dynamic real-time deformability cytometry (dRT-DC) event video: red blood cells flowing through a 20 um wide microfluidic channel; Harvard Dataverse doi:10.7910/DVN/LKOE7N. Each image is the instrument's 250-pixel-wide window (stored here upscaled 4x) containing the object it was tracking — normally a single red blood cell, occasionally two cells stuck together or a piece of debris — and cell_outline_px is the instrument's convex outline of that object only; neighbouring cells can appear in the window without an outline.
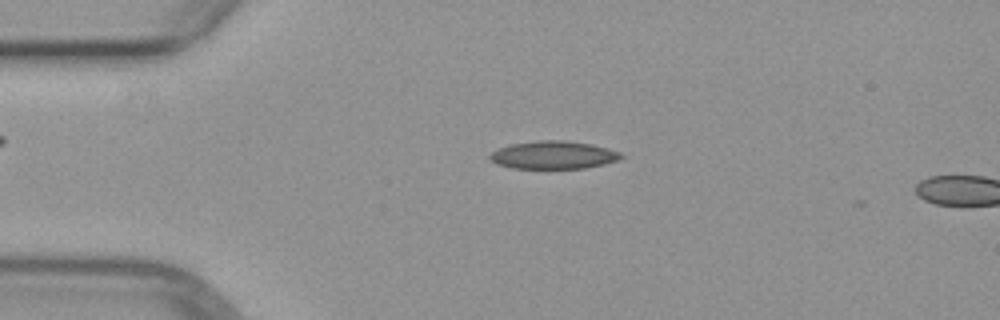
{"species": "common noctule bat (a hibernating species)", "species_latin": "Nyctalus noctula", "temperature_condition": "warm", "stored_images_in_passage": 2, "camera_frame_rate_fps": 3000, "um_per_image_px": 0.085, "animal": {"sex": "female", "body_mass_g": 29.2, "forearm_length_mm": 56.3}, "frame": {"image": 1, "passage_image": 1, "time_ms": 0.0, "image_size_px": [1000, 320], "cell_outline_px": [[624, 156], [620, 160], [604, 164], [584, 168], [512, 168], [496, 164], [488, 160], [488, 156], [492, 152], [500, 148], [512, 144], [540, 140], [564, 140], [592, 144], [608, 148], [620, 152]], "centroid_in_image_um": [47.05, 13.18], "position_along_channel_um": 38.0, "area_um2": 21.39}}